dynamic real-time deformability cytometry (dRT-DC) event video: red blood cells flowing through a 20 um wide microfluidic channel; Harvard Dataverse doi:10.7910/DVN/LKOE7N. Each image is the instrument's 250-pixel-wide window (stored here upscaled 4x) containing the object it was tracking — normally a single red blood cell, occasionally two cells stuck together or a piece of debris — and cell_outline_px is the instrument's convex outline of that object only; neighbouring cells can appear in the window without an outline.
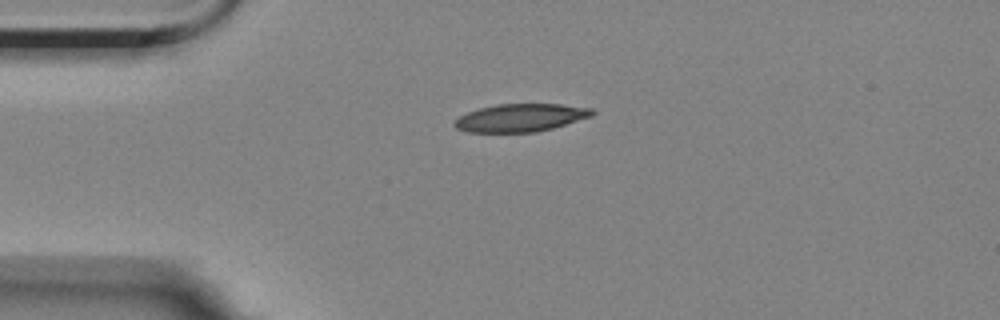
{"species": "Egyptian fruit bat (a non-hibernating species)", "species_latin": "Rousettus aegyptiacus", "temperature_condition": "room temperature", "stored_images_in_passage": 2, "camera_frame_rate_fps": 3000, "um_per_image_px": 0.085, "animal": {"sex": "female"}, "frame": {"image": 1, "passage_image": 1, "time_ms": 0.0, "image_size_px": [1000, 320], "cell_outline_px": [[596, 112], [592, 116], [552, 128], [536, 132], [468, 132], [456, 128], [452, 124], [460, 116], [468, 112], [480, 108], [496, 104], [560, 104], [592, 108]], "centroid_in_image_um": [44.26, 10.0], "position_along_channel_um": 40.7, "area_um2": 22.25}}